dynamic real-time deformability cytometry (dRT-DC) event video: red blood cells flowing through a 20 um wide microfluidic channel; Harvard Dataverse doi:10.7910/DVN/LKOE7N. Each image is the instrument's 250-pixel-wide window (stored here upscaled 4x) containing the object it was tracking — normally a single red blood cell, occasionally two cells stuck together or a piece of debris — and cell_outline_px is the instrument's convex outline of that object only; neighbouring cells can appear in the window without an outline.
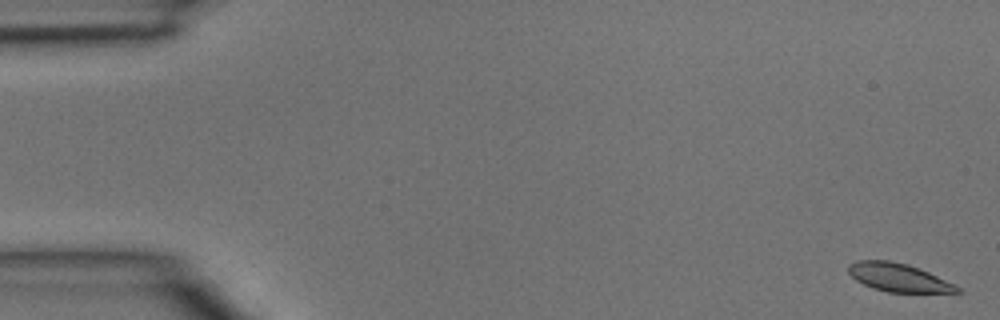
{"species": "common noctule bat (a hibernating species)", "species_latin": "Nyctalus noctula", "temperature_condition": "room temperature", "stored_images_in_passage": 4, "camera_frame_rate_fps": 3000, "um_per_image_px": 0.085, "animal": {"sex": "male", "body_mass_g": 15.6}, "frame": {"image": 1, "passage_image": 1, "time_ms": 0.0, "image_size_px": [1000, 320], "cell_outline_px": [[964, 292], [888, 292], [872, 288], [856, 280], [848, 272], [848, 264], [856, 260], [892, 260], [908, 264], [928, 272], [956, 284]], "centroid_in_image_um": [76.37, 23.58], "position_along_channel_um": 8.6, "area_um2": 17.98}}
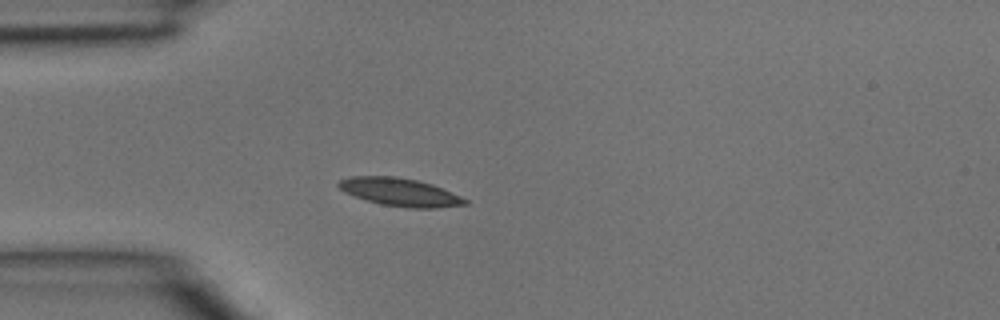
{"frame": {"image": 2, "passage_image": 4, "time_ms": 1.0, "image_size_px": [1000, 320], "cell_outline_px": [[468, 204], [436, 208], [408, 208], [380, 204], [344, 192], [336, 184], [340, 180], [352, 176], [396, 176], [416, 180], [432, 184], [460, 196], [468, 200]], "centroid_in_image_um": [34.0, 16.33], "position_along_channel_um": 51.0, "area_um2": 20.46}}